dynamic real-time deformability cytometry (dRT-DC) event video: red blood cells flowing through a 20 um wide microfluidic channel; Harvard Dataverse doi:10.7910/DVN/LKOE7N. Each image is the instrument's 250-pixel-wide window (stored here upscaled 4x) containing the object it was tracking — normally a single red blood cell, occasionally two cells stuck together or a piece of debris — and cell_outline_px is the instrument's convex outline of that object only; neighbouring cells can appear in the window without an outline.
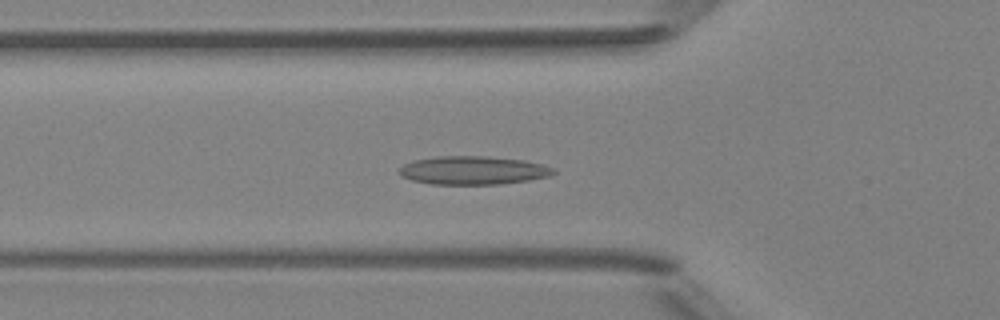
{"species": "Egyptian fruit bat (a non-hibernating species)", "species_latin": "Rousettus aegyptiacus", "temperature_condition": "room temperature", "stored_images_in_passage": 49, "camera_frame_rate_fps": 3000, "um_per_image_px": 0.085, "animal": {"sex": "female"}, "frame": {"image": 1, "passage_image": 17, "time_ms": 5.333, "image_size_px": [1000, 320], "cell_outline_px": [[556, 172], [552, 176], [528, 180], [500, 184], [432, 184], [412, 180], [400, 176], [400, 168], [404, 164], [412, 160], [436, 156], [484, 156], [524, 160], [540, 164], [552, 168]], "centroid_in_image_um": [40.2, 14.48], "position_along_channel_um": 85.6, "area_um2": 25.49}}
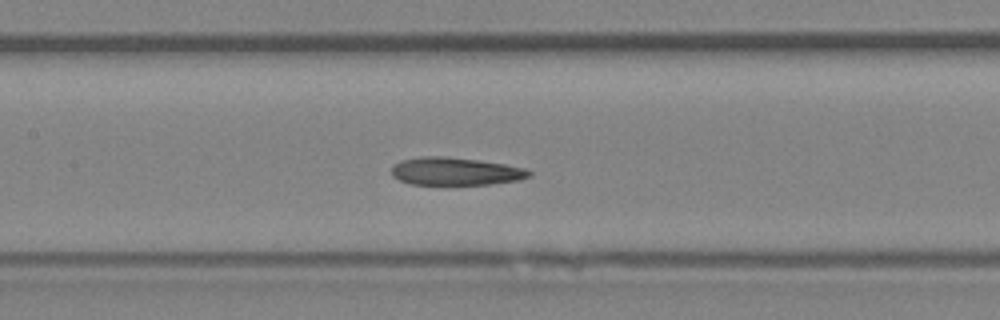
{"frame": {"image": 2, "passage_image": 23, "time_ms": 7.333, "image_size_px": [1000, 320], "cell_outline_px": [[532, 176], [520, 180], [488, 184], [412, 184], [400, 180], [392, 176], [392, 164], [400, 160], [424, 156], [444, 156], [476, 160], [504, 164], [528, 168], [532, 172]], "centroid_in_image_um": [38.73, 14.56], "position_along_channel_um": 168.7, "area_um2": 22.31}}
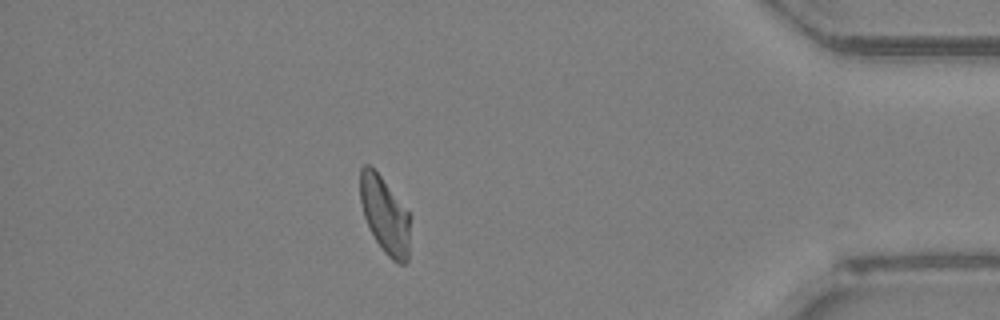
{"frame": {"image": 3, "passage_image": 43, "time_ms": 14.0, "image_size_px": [1000, 320], "cell_outline_px": [[408, 260], [404, 264], [400, 264], [392, 260], [384, 252], [376, 240], [364, 216], [360, 200], [360, 168], [364, 164], [368, 164], [380, 176], [408, 212]], "centroid_in_image_um": [32.68, 18.28], "position_along_channel_um": 402.5, "area_um2": 21.62}, "authors_computed_cell_mechanics": {"area_um2": 23.12, "velocity_mm_per_s": 4.1669, "shape_relaxation_time_tau1_ms": null, "shape_relaxation_time_tau2_ms": 4.4336, "deformation_change_tau1": null, "deformation_change_tau2": 0.0833}}